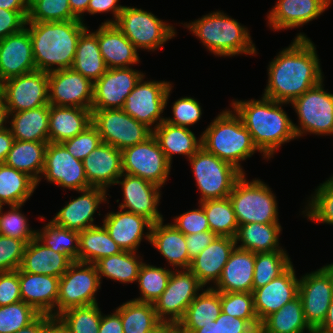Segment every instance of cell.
<instances>
[{
	"instance_id": "6f0895ef",
	"label": "cell",
	"mask_w": 333,
	"mask_h": 333,
	"mask_svg": "<svg viewBox=\"0 0 333 333\" xmlns=\"http://www.w3.org/2000/svg\"><path fill=\"white\" fill-rule=\"evenodd\" d=\"M174 118H165L167 123L188 127L194 125L200 120L202 115L199 101L192 97H182L174 102L172 106Z\"/></svg>"
},
{
	"instance_id": "1f68e13d",
	"label": "cell",
	"mask_w": 333,
	"mask_h": 333,
	"mask_svg": "<svg viewBox=\"0 0 333 333\" xmlns=\"http://www.w3.org/2000/svg\"><path fill=\"white\" fill-rule=\"evenodd\" d=\"M71 263L65 255L46 247L35 237L25 246L19 270L60 278Z\"/></svg>"
},
{
	"instance_id": "681fc988",
	"label": "cell",
	"mask_w": 333,
	"mask_h": 333,
	"mask_svg": "<svg viewBox=\"0 0 333 333\" xmlns=\"http://www.w3.org/2000/svg\"><path fill=\"white\" fill-rule=\"evenodd\" d=\"M171 273L172 269L143 263L137 278L141 297L133 300L153 304L166 289Z\"/></svg>"
},
{
	"instance_id": "7402d4cb",
	"label": "cell",
	"mask_w": 333,
	"mask_h": 333,
	"mask_svg": "<svg viewBox=\"0 0 333 333\" xmlns=\"http://www.w3.org/2000/svg\"><path fill=\"white\" fill-rule=\"evenodd\" d=\"M299 279L291 265L278 278L263 287L253 290L254 308L261 323L271 313L281 309L298 296Z\"/></svg>"
},
{
	"instance_id": "94428289",
	"label": "cell",
	"mask_w": 333,
	"mask_h": 333,
	"mask_svg": "<svg viewBox=\"0 0 333 333\" xmlns=\"http://www.w3.org/2000/svg\"><path fill=\"white\" fill-rule=\"evenodd\" d=\"M199 207L176 216L172 225L184 235L210 230L204 209L201 205Z\"/></svg>"
},
{
	"instance_id": "f546056e",
	"label": "cell",
	"mask_w": 333,
	"mask_h": 333,
	"mask_svg": "<svg viewBox=\"0 0 333 333\" xmlns=\"http://www.w3.org/2000/svg\"><path fill=\"white\" fill-rule=\"evenodd\" d=\"M98 43L108 69L128 68L139 63L137 48L115 24H102L98 28Z\"/></svg>"
},
{
	"instance_id": "d590c367",
	"label": "cell",
	"mask_w": 333,
	"mask_h": 333,
	"mask_svg": "<svg viewBox=\"0 0 333 333\" xmlns=\"http://www.w3.org/2000/svg\"><path fill=\"white\" fill-rule=\"evenodd\" d=\"M72 69L93 83L108 70L99 48L98 29L95 32H89L86 28L81 33Z\"/></svg>"
},
{
	"instance_id": "9f6ffc18",
	"label": "cell",
	"mask_w": 333,
	"mask_h": 333,
	"mask_svg": "<svg viewBox=\"0 0 333 333\" xmlns=\"http://www.w3.org/2000/svg\"><path fill=\"white\" fill-rule=\"evenodd\" d=\"M100 143H102L100 134L93 124L80 134L62 142L68 152L80 161H83Z\"/></svg>"
},
{
	"instance_id": "4fadbf2b",
	"label": "cell",
	"mask_w": 333,
	"mask_h": 333,
	"mask_svg": "<svg viewBox=\"0 0 333 333\" xmlns=\"http://www.w3.org/2000/svg\"><path fill=\"white\" fill-rule=\"evenodd\" d=\"M172 271L166 289L153 303L157 317L164 323H178L203 285L189 269Z\"/></svg>"
},
{
	"instance_id": "a7ac6f4b",
	"label": "cell",
	"mask_w": 333,
	"mask_h": 333,
	"mask_svg": "<svg viewBox=\"0 0 333 333\" xmlns=\"http://www.w3.org/2000/svg\"><path fill=\"white\" fill-rule=\"evenodd\" d=\"M0 8L18 11L27 20L29 0H0Z\"/></svg>"
},
{
	"instance_id": "f35d334b",
	"label": "cell",
	"mask_w": 333,
	"mask_h": 333,
	"mask_svg": "<svg viewBox=\"0 0 333 333\" xmlns=\"http://www.w3.org/2000/svg\"><path fill=\"white\" fill-rule=\"evenodd\" d=\"M48 143L15 140L4 163L27 173L37 182L38 186L42 178L40 175L44 168L45 150Z\"/></svg>"
},
{
	"instance_id": "ac0fdd59",
	"label": "cell",
	"mask_w": 333,
	"mask_h": 333,
	"mask_svg": "<svg viewBox=\"0 0 333 333\" xmlns=\"http://www.w3.org/2000/svg\"><path fill=\"white\" fill-rule=\"evenodd\" d=\"M48 182L64 189L81 191L89 185L83 162L74 158L62 143H48L42 174Z\"/></svg>"
},
{
	"instance_id": "d6986e66",
	"label": "cell",
	"mask_w": 333,
	"mask_h": 333,
	"mask_svg": "<svg viewBox=\"0 0 333 333\" xmlns=\"http://www.w3.org/2000/svg\"><path fill=\"white\" fill-rule=\"evenodd\" d=\"M135 70L132 67L108 69L94 82L91 110L122 109L126 97L145 76Z\"/></svg>"
},
{
	"instance_id": "cb8c5ba5",
	"label": "cell",
	"mask_w": 333,
	"mask_h": 333,
	"mask_svg": "<svg viewBox=\"0 0 333 333\" xmlns=\"http://www.w3.org/2000/svg\"><path fill=\"white\" fill-rule=\"evenodd\" d=\"M103 226L122 251L137 252L143 236L150 242L152 223L143 216L121 208L115 213H107ZM145 227L148 231L146 234L143 233Z\"/></svg>"
},
{
	"instance_id": "2644e50d",
	"label": "cell",
	"mask_w": 333,
	"mask_h": 333,
	"mask_svg": "<svg viewBox=\"0 0 333 333\" xmlns=\"http://www.w3.org/2000/svg\"><path fill=\"white\" fill-rule=\"evenodd\" d=\"M53 319L50 315L40 314L28 326L21 328L15 333H41L42 329Z\"/></svg>"
},
{
	"instance_id": "89a4df30",
	"label": "cell",
	"mask_w": 333,
	"mask_h": 333,
	"mask_svg": "<svg viewBox=\"0 0 333 333\" xmlns=\"http://www.w3.org/2000/svg\"><path fill=\"white\" fill-rule=\"evenodd\" d=\"M15 139L9 128L0 131V164L6 161Z\"/></svg>"
},
{
	"instance_id": "3957f363",
	"label": "cell",
	"mask_w": 333,
	"mask_h": 333,
	"mask_svg": "<svg viewBox=\"0 0 333 333\" xmlns=\"http://www.w3.org/2000/svg\"><path fill=\"white\" fill-rule=\"evenodd\" d=\"M25 27L30 33L36 70L49 73L72 68L78 39L87 28L83 22H26Z\"/></svg>"
},
{
	"instance_id": "bcb514c9",
	"label": "cell",
	"mask_w": 333,
	"mask_h": 333,
	"mask_svg": "<svg viewBox=\"0 0 333 333\" xmlns=\"http://www.w3.org/2000/svg\"><path fill=\"white\" fill-rule=\"evenodd\" d=\"M36 238L46 247L65 255L71 262L78 261L79 232L56 225L51 220L40 230Z\"/></svg>"
},
{
	"instance_id": "d6a6232c",
	"label": "cell",
	"mask_w": 333,
	"mask_h": 333,
	"mask_svg": "<svg viewBox=\"0 0 333 333\" xmlns=\"http://www.w3.org/2000/svg\"><path fill=\"white\" fill-rule=\"evenodd\" d=\"M173 267L189 269V255L185 235L172 223L163 225V221L152 224L150 242Z\"/></svg>"
},
{
	"instance_id": "91938a15",
	"label": "cell",
	"mask_w": 333,
	"mask_h": 333,
	"mask_svg": "<svg viewBox=\"0 0 333 333\" xmlns=\"http://www.w3.org/2000/svg\"><path fill=\"white\" fill-rule=\"evenodd\" d=\"M25 246L22 240L0 235V273L20 268Z\"/></svg>"
},
{
	"instance_id": "e7e4bbea",
	"label": "cell",
	"mask_w": 333,
	"mask_h": 333,
	"mask_svg": "<svg viewBox=\"0 0 333 333\" xmlns=\"http://www.w3.org/2000/svg\"><path fill=\"white\" fill-rule=\"evenodd\" d=\"M216 237L217 235L210 230L196 234L185 235L186 246L189 255V268L192 260L209 244H211Z\"/></svg>"
},
{
	"instance_id": "ee69618b",
	"label": "cell",
	"mask_w": 333,
	"mask_h": 333,
	"mask_svg": "<svg viewBox=\"0 0 333 333\" xmlns=\"http://www.w3.org/2000/svg\"><path fill=\"white\" fill-rule=\"evenodd\" d=\"M124 333H146L154 330L162 321L157 317L154 304L129 300L119 306Z\"/></svg>"
},
{
	"instance_id": "4316f807",
	"label": "cell",
	"mask_w": 333,
	"mask_h": 333,
	"mask_svg": "<svg viewBox=\"0 0 333 333\" xmlns=\"http://www.w3.org/2000/svg\"><path fill=\"white\" fill-rule=\"evenodd\" d=\"M332 0H278L267 15L271 29L297 28L319 17Z\"/></svg>"
},
{
	"instance_id": "60d3db41",
	"label": "cell",
	"mask_w": 333,
	"mask_h": 333,
	"mask_svg": "<svg viewBox=\"0 0 333 333\" xmlns=\"http://www.w3.org/2000/svg\"><path fill=\"white\" fill-rule=\"evenodd\" d=\"M37 187L27 173L0 164V206L24 205Z\"/></svg>"
},
{
	"instance_id": "7dc6e473",
	"label": "cell",
	"mask_w": 333,
	"mask_h": 333,
	"mask_svg": "<svg viewBox=\"0 0 333 333\" xmlns=\"http://www.w3.org/2000/svg\"><path fill=\"white\" fill-rule=\"evenodd\" d=\"M287 254L285 250L255 254L253 290L278 278L292 265L291 258Z\"/></svg>"
},
{
	"instance_id": "30bf717a",
	"label": "cell",
	"mask_w": 333,
	"mask_h": 333,
	"mask_svg": "<svg viewBox=\"0 0 333 333\" xmlns=\"http://www.w3.org/2000/svg\"><path fill=\"white\" fill-rule=\"evenodd\" d=\"M101 283L95 264L72 262L59 279L57 316L71 308L97 304L95 294Z\"/></svg>"
},
{
	"instance_id": "d4e9b609",
	"label": "cell",
	"mask_w": 333,
	"mask_h": 333,
	"mask_svg": "<svg viewBox=\"0 0 333 333\" xmlns=\"http://www.w3.org/2000/svg\"><path fill=\"white\" fill-rule=\"evenodd\" d=\"M59 279L55 276L19 270L21 300L32 306L39 314L56 318Z\"/></svg>"
},
{
	"instance_id": "753ad0ef",
	"label": "cell",
	"mask_w": 333,
	"mask_h": 333,
	"mask_svg": "<svg viewBox=\"0 0 333 333\" xmlns=\"http://www.w3.org/2000/svg\"><path fill=\"white\" fill-rule=\"evenodd\" d=\"M156 333H184L178 323H164L161 322L156 327Z\"/></svg>"
},
{
	"instance_id": "7bdbcfd3",
	"label": "cell",
	"mask_w": 333,
	"mask_h": 333,
	"mask_svg": "<svg viewBox=\"0 0 333 333\" xmlns=\"http://www.w3.org/2000/svg\"><path fill=\"white\" fill-rule=\"evenodd\" d=\"M136 252L122 251L119 254L101 258L95 263L99 279L106 277L120 283L137 282L142 258Z\"/></svg>"
},
{
	"instance_id": "b9fcfbb0",
	"label": "cell",
	"mask_w": 333,
	"mask_h": 333,
	"mask_svg": "<svg viewBox=\"0 0 333 333\" xmlns=\"http://www.w3.org/2000/svg\"><path fill=\"white\" fill-rule=\"evenodd\" d=\"M308 333H330V332H327L321 329L320 327H316V328H311Z\"/></svg>"
},
{
	"instance_id": "11e5206c",
	"label": "cell",
	"mask_w": 333,
	"mask_h": 333,
	"mask_svg": "<svg viewBox=\"0 0 333 333\" xmlns=\"http://www.w3.org/2000/svg\"><path fill=\"white\" fill-rule=\"evenodd\" d=\"M8 120H9L8 110L5 105V101L2 95L0 94V131H3L6 128H8L5 126Z\"/></svg>"
},
{
	"instance_id": "db71d44e",
	"label": "cell",
	"mask_w": 333,
	"mask_h": 333,
	"mask_svg": "<svg viewBox=\"0 0 333 333\" xmlns=\"http://www.w3.org/2000/svg\"><path fill=\"white\" fill-rule=\"evenodd\" d=\"M23 205H10L8 212L0 206V235L22 240L25 244L36 237V230L29 227L27 217L21 213Z\"/></svg>"
},
{
	"instance_id": "f5cc1de1",
	"label": "cell",
	"mask_w": 333,
	"mask_h": 333,
	"mask_svg": "<svg viewBox=\"0 0 333 333\" xmlns=\"http://www.w3.org/2000/svg\"><path fill=\"white\" fill-rule=\"evenodd\" d=\"M221 311L247 320L257 331L260 329L252 292H221Z\"/></svg>"
},
{
	"instance_id": "b9f144b4",
	"label": "cell",
	"mask_w": 333,
	"mask_h": 333,
	"mask_svg": "<svg viewBox=\"0 0 333 333\" xmlns=\"http://www.w3.org/2000/svg\"><path fill=\"white\" fill-rule=\"evenodd\" d=\"M311 327L304 316L299 296L286 303L281 309L267 316L260 325L262 333H305Z\"/></svg>"
},
{
	"instance_id": "277c9868",
	"label": "cell",
	"mask_w": 333,
	"mask_h": 333,
	"mask_svg": "<svg viewBox=\"0 0 333 333\" xmlns=\"http://www.w3.org/2000/svg\"><path fill=\"white\" fill-rule=\"evenodd\" d=\"M202 147L243 174L241 161L259 151L242 119L230 109L222 111L201 135Z\"/></svg>"
},
{
	"instance_id": "ab89813d",
	"label": "cell",
	"mask_w": 333,
	"mask_h": 333,
	"mask_svg": "<svg viewBox=\"0 0 333 333\" xmlns=\"http://www.w3.org/2000/svg\"><path fill=\"white\" fill-rule=\"evenodd\" d=\"M122 252L118 244L110 237L106 228L92 226L79 231L78 261L95 264L101 258Z\"/></svg>"
},
{
	"instance_id": "e575fe53",
	"label": "cell",
	"mask_w": 333,
	"mask_h": 333,
	"mask_svg": "<svg viewBox=\"0 0 333 333\" xmlns=\"http://www.w3.org/2000/svg\"><path fill=\"white\" fill-rule=\"evenodd\" d=\"M9 127L15 140L49 142V105L8 113Z\"/></svg>"
},
{
	"instance_id": "6da1fadb",
	"label": "cell",
	"mask_w": 333,
	"mask_h": 333,
	"mask_svg": "<svg viewBox=\"0 0 333 333\" xmlns=\"http://www.w3.org/2000/svg\"><path fill=\"white\" fill-rule=\"evenodd\" d=\"M313 42L298 33L268 66V84L263 96L277 102L291 103L305 91L323 81V72Z\"/></svg>"
},
{
	"instance_id": "34e18365",
	"label": "cell",
	"mask_w": 333,
	"mask_h": 333,
	"mask_svg": "<svg viewBox=\"0 0 333 333\" xmlns=\"http://www.w3.org/2000/svg\"><path fill=\"white\" fill-rule=\"evenodd\" d=\"M41 333H66L64 327L53 318L41 331Z\"/></svg>"
},
{
	"instance_id": "03108f58",
	"label": "cell",
	"mask_w": 333,
	"mask_h": 333,
	"mask_svg": "<svg viewBox=\"0 0 333 333\" xmlns=\"http://www.w3.org/2000/svg\"><path fill=\"white\" fill-rule=\"evenodd\" d=\"M119 0H90L87 8V13L94 15L97 13L112 12L113 20H107L102 24H115L119 14L124 9V6L118 5Z\"/></svg>"
},
{
	"instance_id": "979ff035",
	"label": "cell",
	"mask_w": 333,
	"mask_h": 333,
	"mask_svg": "<svg viewBox=\"0 0 333 333\" xmlns=\"http://www.w3.org/2000/svg\"><path fill=\"white\" fill-rule=\"evenodd\" d=\"M146 333H156V328L150 332H146Z\"/></svg>"
},
{
	"instance_id": "4dcf8cb0",
	"label": "cell",
	"mask_w": 333,
	"mask_h": 333,
	"mask_svg": "<svg viewBox=\"0 0 333 333\" xmlns=\"http://www.w3.org/2000/svg\"><path fill=\"white\" fill-rule=\"evenodd\" d=\"M92 124V110L49 105L50 143H62L80 134Z\"/></svg>"
},
{
	"instance_id": "2e32d148",
	"label": "cell",
	"mask_w": 333,
	"mask_h": 333,
	"mask_svg": "<svg viewBox=\"0 0 333 333\" xmlns=\"http://www.w3.org/2000/svg\"><path fill=\"white\" fill-rule=\"evenodd\" d=\"M1 95L8 113L50 105L48 73L35 70L10 78L1 84Z\"/></svg>"
},
{
	"instance_id": "f6af8a7d",
	"label": "cell",
	"mask_w": 333,
	"mask_h": 333,
	"mask_svg": "<svg viewBox=\"0 0 333 333\" xmlns=\"http://www.w3.org/2000/svg\"><path fill=\"white\" fill-rule=\"evenodd\" d=\"M199 204L204 209L210 231L217 236L235 238L239 225L229 197L205 200Z\"/></svg>"
},
{
	"instance_id": "7a4b0ae2",
	"label": "cell",
	"mask_w": 333,
	"mask_h": 333,
	"mask_svg": "<svg viewBox=\"0 0 333 333\" xmlns=\"http://www.w3.org/2000/svg\"><path fill=\"white\" fill-rule=\"evenodd\" d=\"M231 104L263 158L270 159L282 144L297 138L292 120L281 107L289 103L262 96L261 100H235Z\"/></svg>"
},
{
	"instance_id": "c3c4849f",
	"label": "cell",
	"mask_w": 333,
	"mask_h": 333,
	"mask_svg": "<svg viewBox=\"0 0 333 333\" xmlns=\"http://www.w3.org/2000/svg\"><path fill=\"white\" fill-rule=\"evenodd\" d=\"M102 313L97 304L68 309L56 319L66 333H98Z\"/></svg>"
},
{
	"instance_id": "83f0119b",
	"label": "cell",
	"mask_w": 333,
	"mask_h": 333,
	"mask_svg": "<svg viewBox=\"0 0 333 333\" xmlns=\"http://www.w3.org/2000/svg\"><path fill=\"white\" fill-rule=\"evenodd\" d=\"M235 247V238L217 236L192 260L189 270L196 275L204 287L210 282L215 285Z\"/></svg>"
},
{
	"instance_id": "816d5d0a",
	"label": "cell",
	"mask_w": 333,
	"mask_h": 333,
	"mask_svg": "<svg viewBox=\"0 0 333 333\" xmlns=\"http://www.w3.org/2000/svg\"><path fill=\"white\" fill-rule=\"evenodd\" d=\"M310 198L302 211L307 219L333 225V176L319 185Z\"/></svg>"
},
{
	"instance_id": "74e56055",
	"label": "cell",
	"mask_w": 333,
	"mask_h": 333,
	"mask_svg": "<svg viewBox=\"0 0 333 333\" xmlns=\"http://www.w3.org/2000/svg\"><path fill=\"white\" fill-rule=\"evenodd\" d=\"M221 292L210 286L187 307L184 317L178 322L184 333H193L196 329L214 321L221 313Z\"/></svg>"
},
{
	"instance_id": "44dd1931",
	"label": "cell",
	"mask_w": 333,
	"mask_h": 333,
	"mask_svg": "<svg viewBox=\"0 0 333 333\" xmlns=\"http://www.w3.org/2000/svg\"><path fill=\"white\" fill-rule=\"evenodd\" d=\"M36 70L31 37L25 27L0 39V82Z\"/></svg>"
},
{
	"instance_id": "f907efd6",
	"label": "cell",
	"mask_w": 333,
	"mask_h": 333,
	"mask_svg": "<svg viewBox=\"0 0 333 333\" xmlns=\"http://www.w3.org/2000/svg\"><path fill=\"white\" fill-rule=\"evenodd\" d=\"M79 20L71 12L69 0H29L26 22Z\"/></svg>"
},
{
	"instance_id": "be15d7a7",
	"label": "cell",
	"mask_w": 333,
	"mask_h": 333,
	"mask_svg": "<svg viewBox=\"0 0 333 333\" xmlns=\"http://www.w3.org/2000/svg\"><path fill=\"white\" fill-rule=\"evenodd\" d=\"M26 21L18 11L0 8V39L20 32L25 28Z\"/></svg>"
},
{
	"instance_id": "680465c9",
	"label": "cell",
	"mask_w": 333,
	"mask_h": 333,
	"mask_svg": "<svg viewBox=\"0 0 333 333\" xmlns=\"http://www.w3.org/2000/svg\"><path fill=\"white\" fill-rule=\"evenodd\" d=\"M257 330L245 319L221 312L214 320L193 333H256Z\"/></svg>"
},
{
	"instance_id": "f1b7e54d",
	"label": "cell",
	"mask_w": 333,
	"mask_h": 333,
	"mask_svg": "<svg viewBox=\"0 0 333 333\" xmlns=\"http://www.w3.org/2000/svg\"><path fill=\"white\" fill-rule=\"evenodd\" d=\"M254 264V252L235 247L212 288L218 292H253Z\"/></svg>"
},
{
	"instance_id": "9c48e42d",
	"label": "cell",
	"mask_w": 333,
	"mask_h": 333,
	"mask_svg": "<svg viewBox=\"0 0 333 333\" xmlns=\"http://www.w3.org/2000/svg\"><path fill=\"white\" fill-rule=\"evenodd\" d=\"M291 104L299 118V125L293 123L297 138L303 134L333 135V94L323 88V81L305 91Z\"/></svg>"
},
{
	"instance_id": "836d02e7",
	"label": "cell",
	"mask_w": 333,
	"mask_h": 333,
	"mask_svg": "<svg viewBox=\"0 0 333 333\" xmlns=\"http://www.w3.org/2000/svg\"><path fill=\"white\" fill-rule=\"evenodd\" d=\"M153 136L170 164L174 154H182L189 159L202 147V137L197 139L188 127L173 125L166 121L153 129Z\"/></svg>"
},
{
	"instance_id": "2a66077c",
	"label": "cell",
	"mask_w": 333,
	"mask_h": 333,
	"mask_svg": "<svg viewBox=\"0 0 333 333\" xmlns=\"http://www.w3.org/2000/svg\"><path fill=\"white\" fill-rule=\"evenodd\" d=\"M320 328L327 332L333 333V299L328 308V312H327L325 321L320 326Z\"/></svg>"
},
{
	"instance_id": "5b68a950",
	"label": "cell",
	"mask_w": 333,
	"mask_h": 333,
	"mask_svg": "<svg viewBox=\"0 0 333 333\" xmlns=\"http://www.w3.org/2000/svg\"><path fill=\"white\" fill-rule=\"evenodd\" d=\"M183 25L218 57L257 54L248 29L221 11L209 13Z\"/></svg>"
},
{
	"instance_id": "6125c7cd",
	"label": "cell",
	"mask_w": 333,
	"mask_h": 333,
	"mask_svg": "<svg viewBox=\"0 0 333 333\" xmlns=\"http://www.w3.org/2000/svg\"><path fill=\"white\" fill-rule=\"evenodd\" d=\"M22 301L20 294L19 269L0 273V306Z\"/></svg>"
},
{
	"instance_id": "9a60e30c",
	"label": "cell",
	"mask_w": 333,
	"mask_h": 333,
	"mask_svg": "<svg viewBox=\"0 0 333 333\" xmlns=\"http://www.w3.org/2000/svg\"><path fill=\"white\" fill-rule=\"evenodd\" d=\"M298 296L307 324L311 328L320 327L333 299V271L324 265L303 275L299 279Z\"/></svg>"
},
{
	"instance_id": "7c38bea8",
	"label": "cell",
	"mask_w": 333,
	"mask_h": 333,
	"mask_svg": "<svg viewBox=\"0 0 333 333\" xmlns=\"http://www.w3.org/2000/svg\"><path fill=\"white\" fill-rule=\"evenodd\" d=\"M171 90L170 82L144 81L143 76L126 97L122 110L153 130L165 121L161 114L166 108Z\"/></svg>"
},
{
	"instance_id": "484cf974",
	"label": "cell",
	"mask_w": 333,
	"mask_h": 333,
	"mask_svg": "<svg viewBox=\"0 0 333 333\" xmlns=\"http://www.w3.org/2000/svg\"><path fill=\"white\" fill-rule=\"evenodd\" d=\"M82 162L91 187L107 190L123 174L121 151L107 143H100Z\"/></svg>"
},
{
	"instance_id": "603a6c76",
	"label": "cell",
	"mask_w": 333,
	"mask_h": 333,
	"mask_svg": "<svg viewBox=\"0 0 333 333\" xmlns=\"http://www.w3.org/2000/svg\"><path fill=\"white\" fill-rule=\"evenodd\" d=\"M81 196L70 200L51 220L58 226L82 231L94 225V213L99 205L107 201V191L99 187H90L78 191Z\"/></svg>"
},
{
	"instance_id": "52a82bcc",
	"label": "cell",
	"mask_w": 333,
	"mask_h": 333,
	"mask_svg": "<svg viewBox=\"0 0 333 333\" xmlns=\"http://www.w3.org/2000/svg\"><path fill=\"white\" fill-rule=\"evenodd\" d=\"M196 185L201 191L199 202L229 197L235 183L243 173L232 164L201 147L188 159Z\"/></svg>"
},
{
	"instance_id": "8992f818",
	"label": "cell",
	"mask_w": 333,
	"mask_h": 333,
	"mask_svg": "<svg viewBox=\"0 0 333 333\" xmlns=\"http://www.w3.org/2000/svg\"><path fill=\"white\" fill-rule=\"evenodd\" d=\"M238 225L279 223L276 196L260 179L247 181L245 174L229 194Z\"/></svg>"
},
{
	"instance_id": "09005b40",
	"label": "cell",
	"mask_w": 333,
	"mask_h": 333,
	"mask_svg": "<svg viewBox=\"0 0 333 333\" xmlns=\"http://www.w3.org/2000/svg\"><path fill=\"white\" fill-rule=\"evenodd\" d=\"M333 271V263L327 265Z\"/></svg>"
},
{
	"instance_id": "8c879c8a",
	"label": "cell",
	"mask_w": 333,
	"mask_h": 333,
	"mask_svg": "<svg viewBox=\"0 0 333 333\" xmlns=\"http://www.w3.org/2000/svg\"><path fill=\"white\" fill-rule=\"evenodd\" d=\"M90 0H69L72 14L83 22V14L87 13Z\"/></svg>"
},
{
	"instance_id": "11a10c76",
	"label": "cell",
	"mask_w": 333,
	"mask_h": 333,
	"mask_svg": "<svg viewBox=\"0 0 333 333\" xmlns=\"http://www.w3.org/2000/svg\"><path fill=\"white\" fill-rule=\"evenodd\" d=\"M39 315L32 306L24 301L0 306V333H15L28 326Z\"/></svg>"
},
{
	"instance_id": "ffe728a7",
	"label": "cell",
	"mask_w": 333,
	"mask_h": 333,
	"mask_svg": "<svg viewBox=\"0 0 333 333\" xmlns=\"http://www.w3.org/2000/svg\"><path fill=\"white\" fill-rule=\"evenodd\" d=\"M116 184L121 185L124 197L119 208L143 216L152 224L164 221L163 215L157 210L161 199L160 186L125 173L118 178Z\"/></svg>"
},
{
	"instance_id": "5bb4252c",
	"label": "cell",
	"mask_w": 333,
	"mask_h": 333,
	"mask_svg": "<svg viewBox=\"0 0 333 333\" xmlns=\"http://www.w3.org/2000/svg\"><path fill=\"white\" fill-rule=\"evenodd\" d=\"M121 153L123 173L164 187L171 164L153 135L142 143L122 150Z\"/></svg>"
},
{
	"instance_id": "003e7915",
	"label": "cell",
	"mask_w": 333,
	"mask_h": 333,
	"mask_svg": "<svg viewBox=\"0 0 333 333\" xmlns=\"http://www.w3.org/2000/svg\"><path fill=\"white\" fill-rule=\"evenodd\" d=\"M98 333H124L120 314L115 310L111 315H103Z\"/></svg>"
},
{
	"instance_id": "8fae6325",
	"label": "cell",
	"mask_w": 333,
	"mask_h": 333,
	"mask_svg": "<svg viewBox=\"0 0 333 333\" xmlns=\"http://www.w3.org/2000/svg\"><path fill=\"white\" fill-rule=\"evenodd\" d=\"M92 124L103 143L120 151L142 143L153 135L151 128L136 121L122 109L92 110Z\"/></svg>"
},
{
	"instance_id": "ba28073f",
	"label": "cell",
	"mask_w": 333,
	"mask_h": 333,
	"mask_svg": "<svg viewBox=\"0 0 333 333\" xmlns=\"http://www.w3.org/2000/svg\"><path fill=\"white\" fill-rule=\"evenodd\" d=\"M115 25L137 48L155 51L176 35L173 26L151 12L124 6Z\"/></svg>"
},
{
	"instance_id": "8d00e7d4",
	"label": "cell",
	"mask_w": 333,
	"mask_h": 333,
	"mask_svg": "<svg viewBox=\"0 0 333 333\" xmlns=\"http://www.w3.org/2000/svg\"><path fill=\"white\" fill-rule=\"evenodd\" d=\"M280 223H248L238 226L235 236L237 248L256 253L284 250L279 246ZM241 245H237L239 242Z\"/></svg>"
},
{
	"instance_id": "e0dca14e",
	"label": "cell",
	"mask_w": 333,
	"mask_h": 333,
	"mask_svg": "<svg viewBox=\"0 0 333 333\" xmlns=\"http://www.w3.org/2000/svg\"><path fill=\"white\" fill-rule=\"evenodd\" d=\"M94 83L72 68L48 73L49 104L90 109Z\"/></svg>"
}]
</instances>
